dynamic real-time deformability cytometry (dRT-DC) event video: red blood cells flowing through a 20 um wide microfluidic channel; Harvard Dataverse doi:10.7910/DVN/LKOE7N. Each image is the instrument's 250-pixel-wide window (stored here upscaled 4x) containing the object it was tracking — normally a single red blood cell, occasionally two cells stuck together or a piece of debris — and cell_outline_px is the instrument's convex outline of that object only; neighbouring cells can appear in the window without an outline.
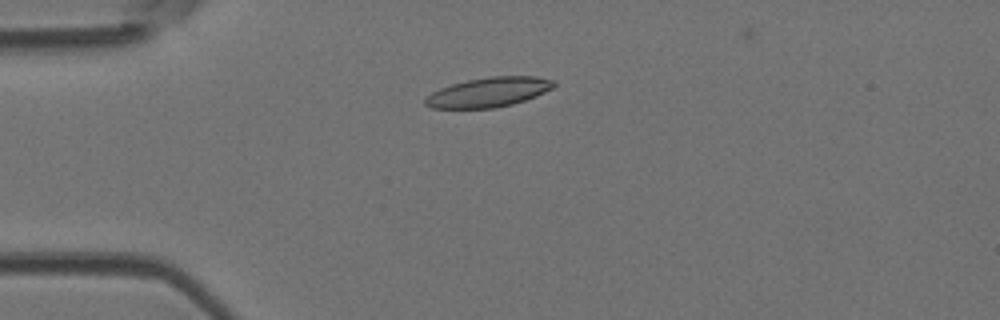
{"species": "Egyptian fruit bat (a non-hibernating species)", "species_latin": "Rousettus aegyptiacus", "temperature_condition": "room temperature", "stored_images_in_passage": 6, "camera_frame_rate_fps": 3000, "um_per_image_px": 0.085, "animal": {"sex": "female"}, "frame": {"image": 1, "passage_image": 3, "time_ms": 0.667, "image_size_px": [1000, 320], "cell_outline_px": [[556, 84], [552, 88], [536, 96], [512, 104], [492, 108], [432, 108], [424, 104], [424, 100], [432, 92], [440, 88], [452, 84], [468, 80], [492, 76], [536, 76], [556, 80]], "centroid_in_image_um": [41.55, 7.83], "position_along_channel_um": 43.4, "area_um2": 22.08}}
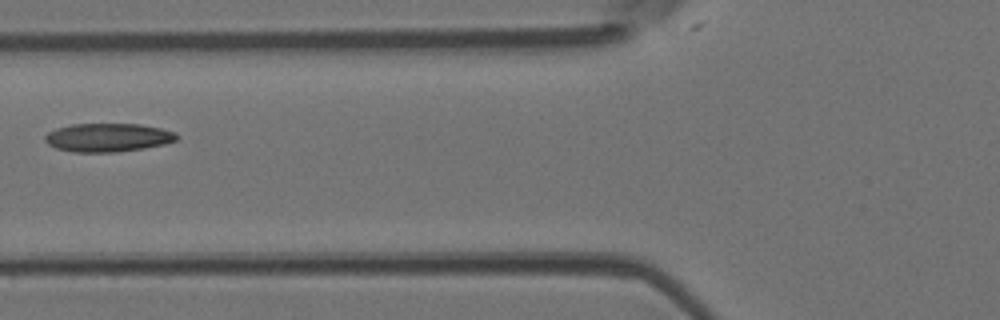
{"frame": {"image": 2, "passage_image": 5, "time_ms": 1.333, "image_size_px": [1000, 320], "cell_outline_px": [[176, 140], [164, 144], [144, 148], [116, 152], [76, 152], [56, 148], [48, 144], [44, 140], [44, 136], [48, 132], [56, 128], [72, 124], [140, 124], [160, 128], [176, 132]], "centroid_in_image_um": [9.15, 11.68], "position_along_channel_um": 116.7, "area_um2": 21.79}}
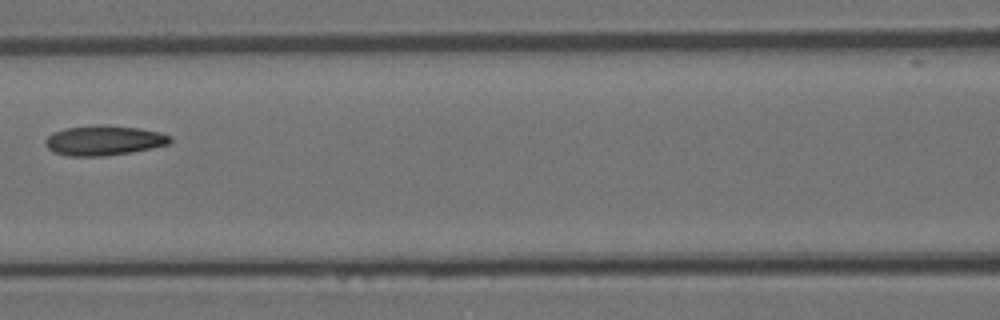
{"frame": {"image": 3, "passage_image": 6, "time_ms": 1.667, "image_size_px": [1000, 320], "cell_outline_px": [[172, 140], [168, 144], [152, 148], [132, 152], [100, 156], [68, 156], [56, 152], [48, 148], [44, 140], [52, 132], [64, 128], [100, 124], [104, 124], [140, 128], [160, 132], [172, 136]], "centroid_in_image_um": [8.84, 11.92], "position_along_channel_um": 157.8, "area_um2": 21.85}}